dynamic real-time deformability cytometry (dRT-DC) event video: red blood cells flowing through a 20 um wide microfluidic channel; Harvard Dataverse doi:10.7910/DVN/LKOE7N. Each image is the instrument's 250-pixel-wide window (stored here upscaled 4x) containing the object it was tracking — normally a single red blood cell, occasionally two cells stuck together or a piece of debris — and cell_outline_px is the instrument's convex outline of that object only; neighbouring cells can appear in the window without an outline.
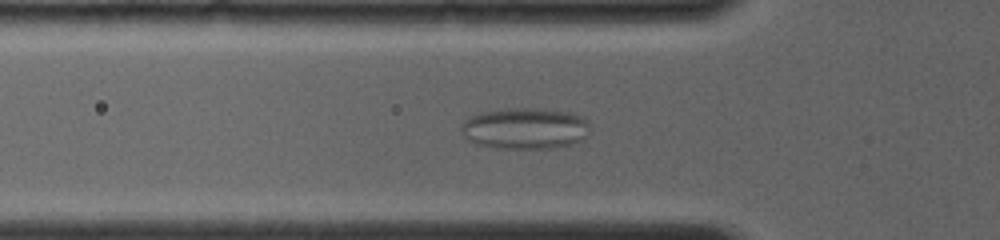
{"species": "common noctule bat (a hibernating species)", "species_latin": "Nyctalus noctula", "temperature_condition": "room temperature", "stored_images_in_passage": 24, "camera_frame_rate_fps": 4000, "um_per_image_px": 0.085, "animal": {"sex": "female", "body_mass_g": 19.0, "forearm_length_mm": 56.7}, "frame": {"image": 1, "passage_image": 12, "time_ms": 2.25, "image_size_px": [1000, 240], "cell_outline_px": [[588, 136], [572, 144], [556, 148], [496, 148], [476, 144], [468, 140], [460, 132], [460, 128], [464, 120], [468, 116], [480, 112], [508, 108], [544, 108], [572, 112], [588, 120]], "centroid_in_image_um": [44.61, 10.9], "position_along_channel_um": 81.2, "area_um2": 31.5}}
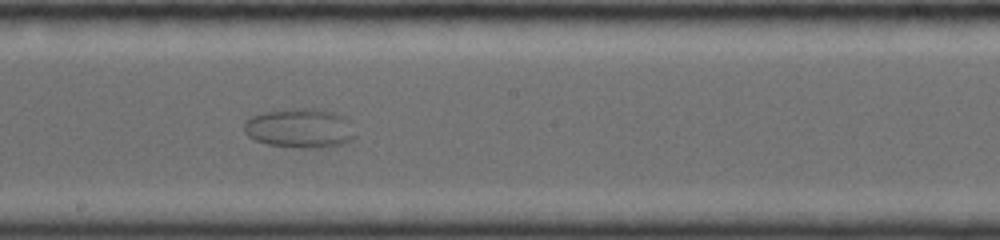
{"frame": {"image": 2, "passage_image": 24, "time_ms": 6.0, "image_size_px": [1000, 240], "cell_outline_px": [[356, 136], [352, 140], [328, 148], [312, 148], [268, 144], [256, 140], [248, 136], [244, 132], [244, 124], [252, 116], [264, 112], [300, 108], [316, 108], [348, 116]], "centroid_in_image_um": [25.55, 10.89], "position_along_channel_um": 222.6, "area_um2": 25.55}}